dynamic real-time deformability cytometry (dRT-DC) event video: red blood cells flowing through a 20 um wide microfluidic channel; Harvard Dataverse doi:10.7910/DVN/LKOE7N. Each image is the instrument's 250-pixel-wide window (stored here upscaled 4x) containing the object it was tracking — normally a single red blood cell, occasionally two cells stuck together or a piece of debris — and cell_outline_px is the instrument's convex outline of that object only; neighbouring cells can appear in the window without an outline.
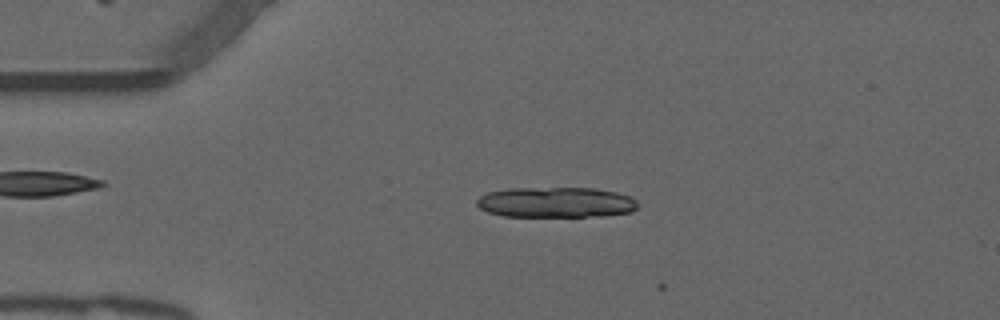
{"species": "common noctule bat (a hibernating species)", "species_latin": "Nyctalus noctula", "temperature_condition": "warm", "stored_images_in_passage": 3, "camera_frame_rate_fps": 3000, "um_per_image_px": 0.085, "animal": {"sex": "male", "forearm_length_mm": 52.5}, "frame": {"image": 1, "passage_image": 2, "time_ms": 0.333, "image_size_px": [1000, 320], "cell_outline_px": [[640, 204], [632, 212], [604, 216], [504, 216], [488, 212], [480, 208], [476, 204], [476, 200], [480, 196], [488, 192], [508, 188], [596, 188], [616, 192], [632, 196]], "centroid_in_image_um": [47.29, 17.19], "position_along_channel_um": 37.7, "area_um2": 28.84}}